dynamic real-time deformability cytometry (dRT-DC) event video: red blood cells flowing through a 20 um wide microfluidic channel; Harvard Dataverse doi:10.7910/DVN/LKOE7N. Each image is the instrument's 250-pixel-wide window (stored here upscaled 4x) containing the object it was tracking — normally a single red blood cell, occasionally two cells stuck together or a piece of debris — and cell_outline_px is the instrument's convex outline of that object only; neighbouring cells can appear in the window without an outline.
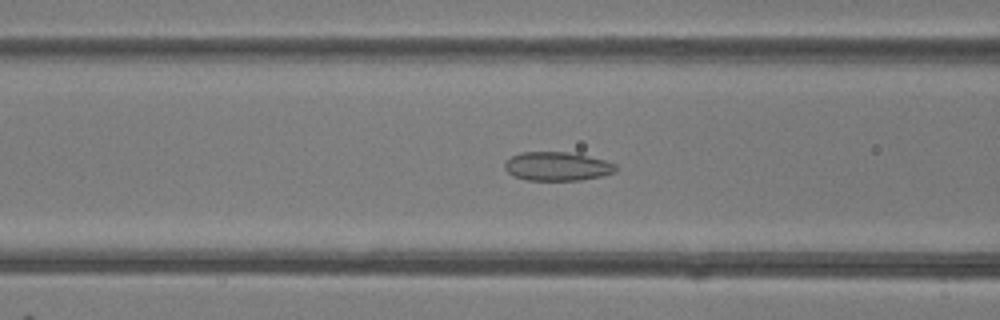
{"species": "common noctule bat (a hibernating species)", "species_latin": "Nyctalus noctula", "temperature_condition": "room temperature", "stored_images_in_passage": 49, "camera_frame_rate_fps": 3000, "um_per_image_px": 0.085, "animal": {"sex": "female"}, "frame": {"image": 1, "passage_image": 20, "time_ms": 6.333, "image_size_px": [1000, 320], "cell_outline_px": [[616, 172], [604, 176], [580, 180], [528, 180], [512, 176], [504, 168], [504, 164], [512, 156], [520, 152], [568, 152], [588, 156], [604, 160], [616, 164]], "centroid_in_image_um": [47.37, 14.14], "position_along_channel_um": 119.2, "area_um2": 18.67}}
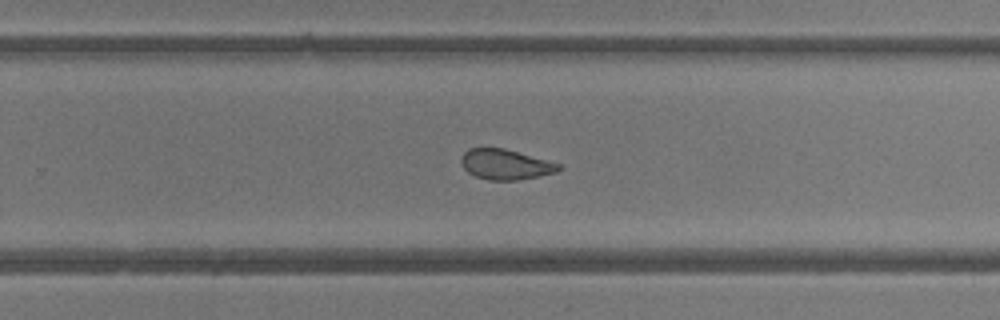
{"frame": {"image": 2, "passage_image": 32, "time_ms": 10.333, "image_size_px": [1000, 320], "cell_outline_px": [[560, 168], [556, 172], [516, 180], [488, 180], [476, 176], [468, 172], [464, 168], [460, 160], [464, 152], [468, 148], [504, 148], [560, 164]], "centroid_in_image_um": [42.92, 13.97], "position_along_channel_um": 286.9, "area_um2": 16.88}}
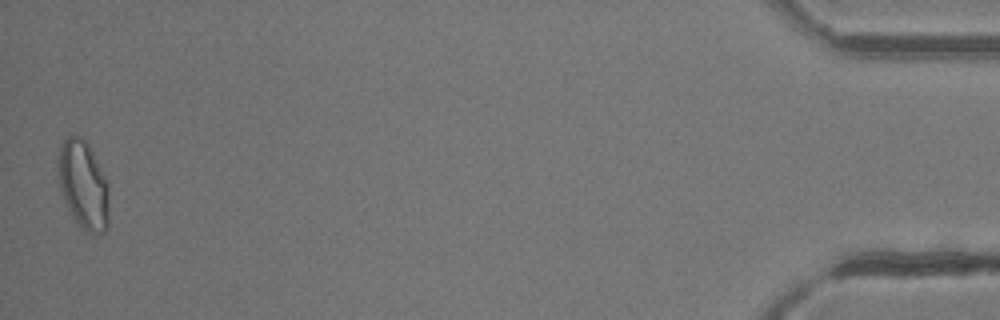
{"frame": {"image": 3, "passage_image": 49, "time_ms": 16.0, "image_size_px": [1000, 320], "cell_outline_px": [[108, 228], [104, 232], [84, 232], [72, 216], [68, 208], [60, 188], [56, 164], [60, 144], [68, 136], [80, 136], [88, 144], [108, 184]], "centroid_in_image_um": [7.06, 15.71], "position_along_channel_um": 428.1, "area_um2": 26.13}, "authors_computed_cell_mechanics": {"area_um2": 20.1144, "velocity_mm_per_s": 4.2038, "shape_relaxation_time_tau1_ms": 4.9449, "shape_relaxation_time_tau2_ms": 1.4451, "deformation_change_tau1": 0.1082, "deformation_change_tau2": 0.0625}}